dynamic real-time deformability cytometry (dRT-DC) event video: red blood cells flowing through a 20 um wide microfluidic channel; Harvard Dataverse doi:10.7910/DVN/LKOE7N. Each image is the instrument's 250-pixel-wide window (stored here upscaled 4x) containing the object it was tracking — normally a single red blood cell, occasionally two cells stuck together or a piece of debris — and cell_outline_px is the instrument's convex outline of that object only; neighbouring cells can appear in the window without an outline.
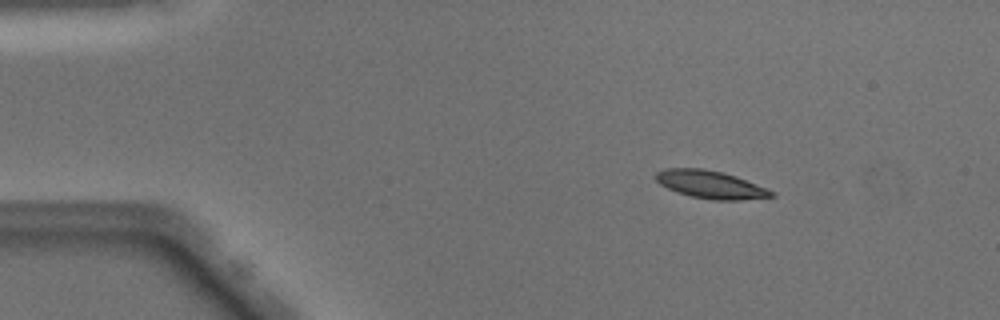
{"species": "Egyptian fruit bat (a non-hibernating species)", "species_latin": "Rousettus aegyptiacus", "temperature_condition": "warm", "stored_images_in_passage": 49, "camera_frame_rate_fps": 3000, "um_per_image_px": 0.085, "animal": {"sex": "male"}, "frame": {"image": 1, "passage_image": 7, "time_ms": 2.0, "image_size_px": [1000, 320], "cell_outline_px": [[776, 196], [740, 200], [712, 200], [692, 196], [676, 192], [660, 184], [656, 180], [656, 172], [664, 168], [704, 168], [724, 172], [736, 176], [768, 188], [776, 192]], "centroid_in_image_um": [60.43, 15.68], "position_along_channel_um": 24.6, "area_um2": 18.9}}
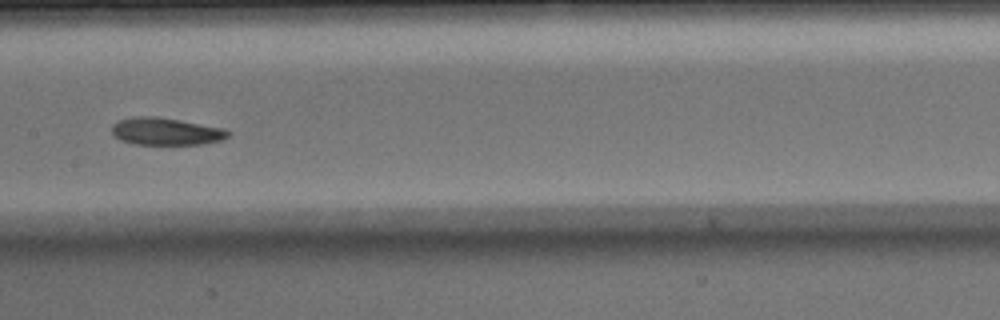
{"frame": {"image": 2, "passage_image": 25, "time_ms": 8.0, "image_size_px": [1000, 320], "cell_outline_px": [[228, 136], [220, 140], [204, 144], [136, 144], [120, 140], [112, 132], [112, 124], [120, 120], [136, 116], [156, 116], [180, 120], [224, 128], [228, 132]], "centroid_in_image_um": [14.09, 11.16], "position_along_channel_um": 193.3, "area_um2": 18.32}}
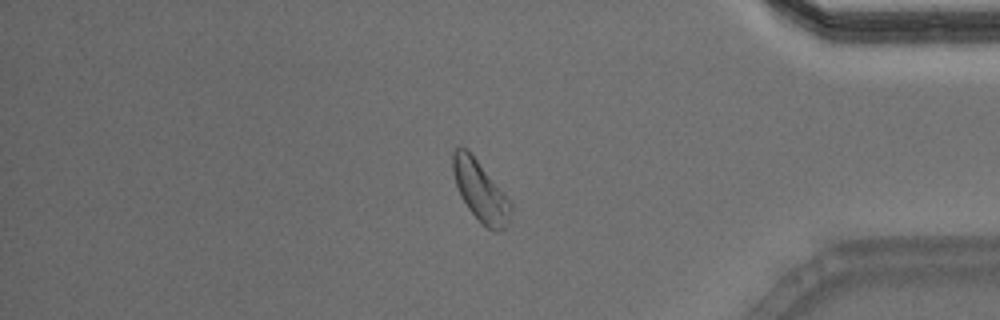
{"frame": {"image": 3, "passage_image": 42, "time_ms": 13.667, "image_size_px": [1000, 320], "cell_outline_px": [[512, 208], [508, 224], [504, 228], [496, 232], [492, 232], [468, 208], [460, 196], [452, 172], [452, 152], [460, 144], [468, 148], [512, 204]], "centroid_in_image_um": [40.8, 16.19], "position_along_channel_um": 394.4, "area_um2": 20.29}, "authors_computed_cell_mechanics": {"area_um2": 18.9006, "velocity_mm_per_s": 4.0217, "shape_relaxation_time_tau1_ms": 2.8687, "shape_relaxation_time_tau2_ms": null, "deformation_change_tau1": 0.1139, "deformation_change_tau2": null}}